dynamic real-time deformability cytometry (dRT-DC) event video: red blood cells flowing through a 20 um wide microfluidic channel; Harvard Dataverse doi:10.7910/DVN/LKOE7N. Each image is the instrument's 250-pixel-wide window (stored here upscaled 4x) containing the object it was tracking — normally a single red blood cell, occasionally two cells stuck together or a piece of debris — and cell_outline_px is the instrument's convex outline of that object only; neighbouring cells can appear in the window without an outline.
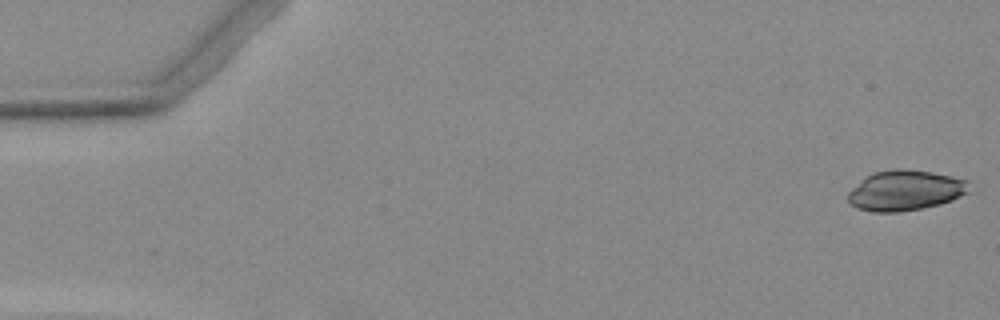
{"species": "Egyptian fruit bat (a non-hibernating species)", "species_latin": "Rousettus aegyptiacus", "temperature_condition": "warm", "stored_images_in_passage": 5, "camera_frame_rate_fps": 3000, "um_per_image_px": 0.085, "animal": {"sex": "female"}, "frame": {"image": 1, "passage_image": 1, "time_ms": 0.0, "image_size_px": [1000, 320], "cell_outline_px": [[968, 192], [952, 200], [940, 204], [924, 208], [900, 212], [872, 212], [856, 208], [848, 200], [848, 192], [852, 188], [868, 176], [876, 172], [896, 168], [908, 168], [932, 172], [952, 176], [968, 180]], "centroid_in_image_um": [76.96, 16.19], "position_along_channel_um": 8.0, "area_um2": 28.44}}
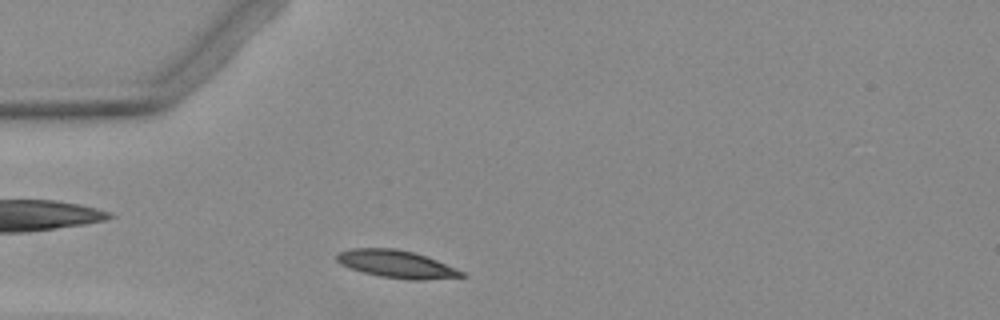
{"frame": {"image": 2, "passage_image": 5, "time_ms": 5.667, "image_size_px": [1000, 320], "cell_outline_px": [[468, 276], [424, 280], [412, 280], [380, 276], [364, 272], [340, 264], [336, 260], [336, 256], [340, 252], [352, 248], [396, 248], [412, 252], [436, 260], [456, 268], [464, 272]], "centroid_in_image_um": [33.72, 22.45], "position_along_channel_um": 51.3, "area_um2": 19.83}}